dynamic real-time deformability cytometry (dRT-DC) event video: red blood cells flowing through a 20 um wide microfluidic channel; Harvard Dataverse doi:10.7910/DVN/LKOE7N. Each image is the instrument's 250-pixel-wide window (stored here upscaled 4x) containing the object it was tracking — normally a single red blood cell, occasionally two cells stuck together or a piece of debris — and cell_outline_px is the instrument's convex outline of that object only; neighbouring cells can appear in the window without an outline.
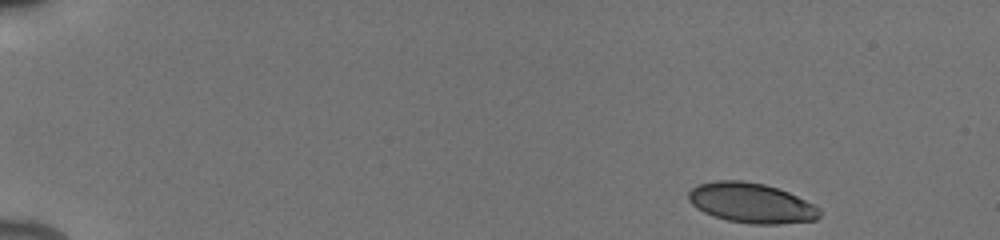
{"species": "human", "species_latin": "Homo sapiens", "temperature_condition": "cold", "stored_images_in_passage": 48, "camera_frame_rate_fps": 3000, "um_per_image_px": 0.085, "donor": {"sex": "male"}, "frame": {"image": 1, "passage_image": 1, "time_ms": 0.0, "image_size_px": [1000, 240], "cell_outline_px": [[820, 216], [816, 220], [780, 224], [752, 224], [728, 220], [712, 216], [696, 208], [688, 200], [688, 192], [692, 188], [700, 184], [716, 180], [740, 180], [764, 184], [788, 192], [820, 208]], "centroid_in_image_um": [63.84, 17.26], "position_along_channel_um": 21.2, "area_um2": 30.46}}
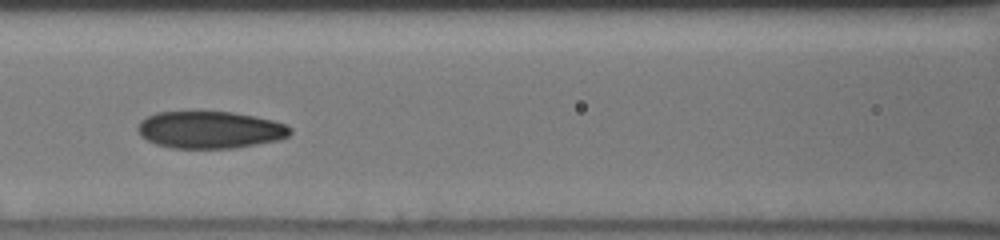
{"frame": {"image": 2, "passage_image": 21, "time_ms": 6.667, "image_size_px": [1000, 240], "cell_outline_px": [[292, 132], [288, 136], [280, 140], [236, 148], [172, 148], [156, 144], [140, 136], [136, 128], [140, 120], [156, 112], [232, 112], [272, 120], [284, 124], [292, 128]], "centroid_in_image_um": [17.84, 11.04], "position_along_channel_um": 148.8, "area_um2": 33.06}}
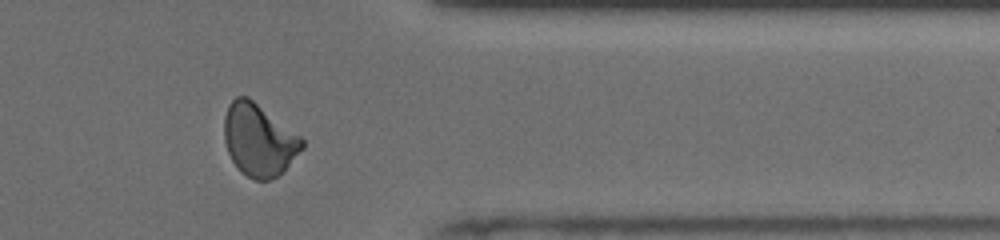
{"frame": {"image": 3, "passage_image": 40, "time_ms": 13.0, "image_size_px": [1000, 240], "cell_outline_px": [[304, 148], [284, 172], [272, 180], [256, 180], [240, 172], [232, 160], [228, 152], [224, 140], [224, 116], [228, 104], [236, 96], [248, 96], [300, 136], [304, 140]], "centroid_in_image_um": [22.01, 11.91], "position_along_channel_um": 389.4, "area_um2": 33.0}, "authors_computed_cell_mechanics": {"area_um2": 31.9923, "velocity_mm_per_s": 3.9173, "shape_relaxation_time_tau1_ms": 8.8851, "shape_relaxation_time_tau2_ms": 1.8198, "deformation_change_tau1": 0.1998, "deformation_change_tau2": 0.0775}}